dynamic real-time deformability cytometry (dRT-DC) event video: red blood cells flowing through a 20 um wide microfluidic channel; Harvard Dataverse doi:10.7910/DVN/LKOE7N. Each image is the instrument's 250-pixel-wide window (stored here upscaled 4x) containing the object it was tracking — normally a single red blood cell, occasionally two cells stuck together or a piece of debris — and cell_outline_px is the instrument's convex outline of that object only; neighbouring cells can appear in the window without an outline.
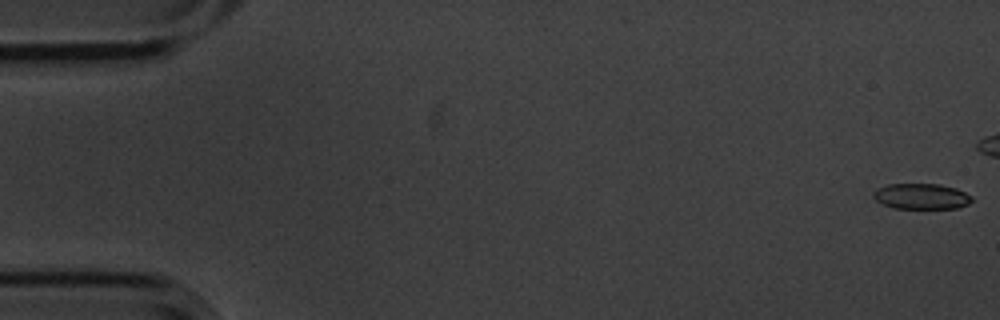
{"species": "common noctule bat (a hibernating species)", "species_latin": "Nyctalus noctula", "temperature_condition": "cold", "stored_images_in_passage": 16, "camera_frame_rate_fps": 3000, "um_per_image_px": 0.085, "animal": {"sex": "male", "body_mass_g": 20.1, "forearm_length_mm": 53.5}, "frame": {"image": 1, "passage_image": 1, "time_ms": 0.0, "image_size_px": [1000, 320], "cell_outline_px": [[972, 200], [968, 204], [956, 208], [892, 208], [876, 200], [872, 196], [872, 192], [876, 188], [888, 184], [940, 184], [956, 188], [972, 196]], "centroid_in_image_um": [78.29, 16.68], "position_along_channel_um": 6.7, "area_um2": 14.74}}